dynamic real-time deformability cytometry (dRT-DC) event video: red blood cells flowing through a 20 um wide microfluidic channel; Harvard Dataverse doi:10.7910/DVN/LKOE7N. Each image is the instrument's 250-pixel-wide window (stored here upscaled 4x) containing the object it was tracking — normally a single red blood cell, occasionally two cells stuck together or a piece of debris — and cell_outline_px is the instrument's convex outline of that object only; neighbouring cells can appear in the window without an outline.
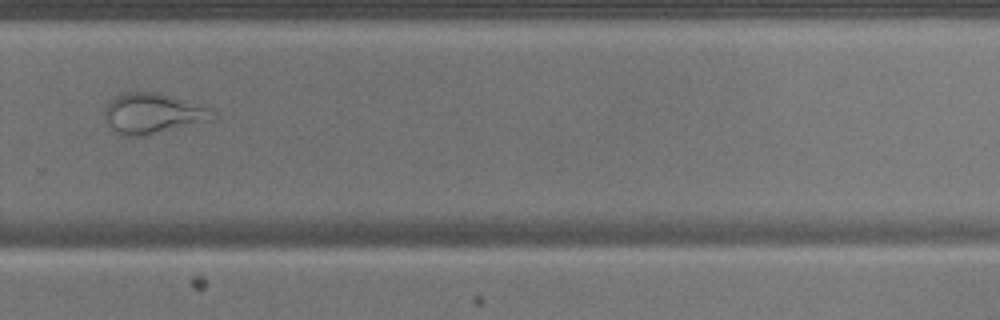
{"species": "common noctule bat (a hibernating species)", "species_latin": "Nyctalus noctula", "temperature_condition": "warm", "stored_images_in_passage": 37, "camera_frame_rate_fps": 3000, "um_per_image_px": 0.085, "animal": {"sex": "male", "body_mass_g": 17.9}, "frame": {"image": 1, "passage_image": 22, "time_ms": 7.0, "image_size_px": [1000, 320], "cell_outline_px": [[216, 120], [144, 136], [120, 136], [104, 120], [104, 112], [108, 104], [116, 96], [128, 92], [160, 92], [208, 104], [216, 108]], "centroid_in_image_um": [13.15, 9.64], "position_along_channel_um": 316.7, "area_um2": 26.53}}
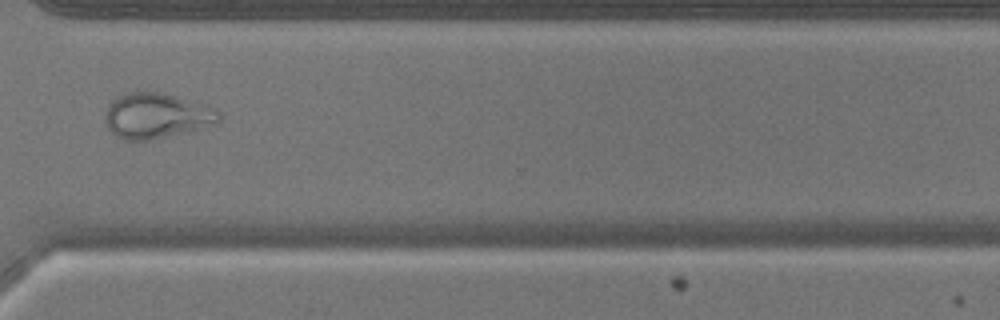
{"frame": {"image": 2, "passage_image": 25, "time_ms": 8.0, "image_size_px": [1000, 320], "cell_outline_px": [[220, 120], [196, 128], [148, 140], [124, 140], [116, 136], [104, 124], [104, 116], [108, 104], [116, 96], [128, 92], [160, 92], [208, 104], [216, 108], [220, 112]], "centroid_in_image_um": [13.23, 9.8], "position_along_channel_um": 357.4, "area_um2": 29.82}}
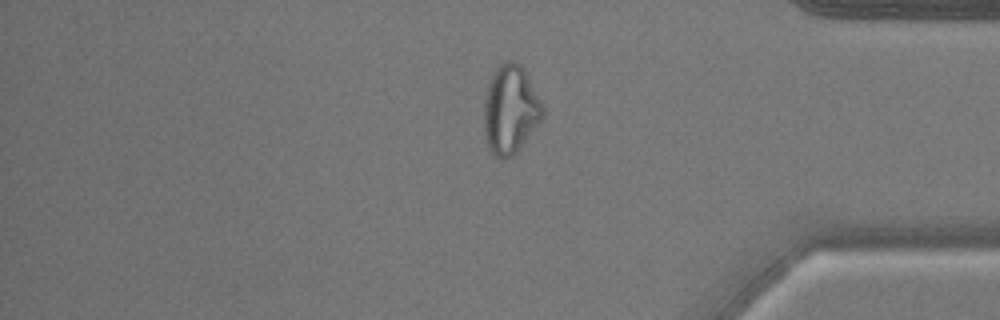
{"frame": {"image": 3, "passage_image": 29, "time_ms": 9.333, "image_size_px": [1000, 320], "cell_outline_px": [[544, 116], [512, 156], [504, 160], [496, 156], [488, 148], [484, 136], [484, 96], [488, 84], [496, 68], [504, 60], [516, 60], [520, 64], [544, 108]], "centroid_in_image_um": [43.34, 9.31], "position_along_channel_um": 391.9, "area_um2": 30.0}}